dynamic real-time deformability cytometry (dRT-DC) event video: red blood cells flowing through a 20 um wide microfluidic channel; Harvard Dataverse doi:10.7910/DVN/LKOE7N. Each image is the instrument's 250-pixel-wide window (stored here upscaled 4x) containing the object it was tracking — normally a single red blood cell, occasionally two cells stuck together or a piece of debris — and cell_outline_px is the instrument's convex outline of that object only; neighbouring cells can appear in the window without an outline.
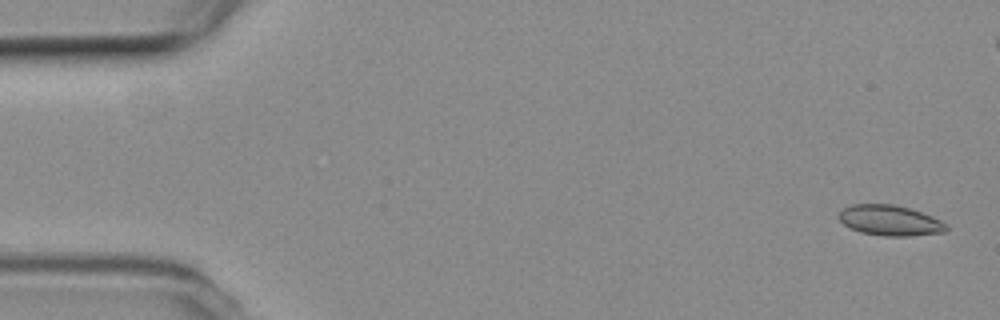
{"species": "common noctule bat (a hibernating species)", "species_latin": "Nyctalus noctula", "temperature_condition": "room temperature", "stored_images_in_passage": 56, "camera_frame_rate_fps": 3000, "um_per_image_px": 0.085, "animal": {"sex": "female", "body_mass_g": 19.3, "forearm_length_mm": 54.1}, "frame": {"image": 1, "passage_image": 2, "time_ms": 0.333, "image_size_px": [1000, 320], "cell_outline_px": [[948, 228], [944, 232], [908, 236], [884, 236], [860, 232], [848, 228], [836, 216], [844, 208], [852, 204], [896, 204], [932, 216], [948, 224]], "centroid_in_image_um": [75.62, 18.74], "position_along_channel_um": 9.4, "area_um2": 19.13}}
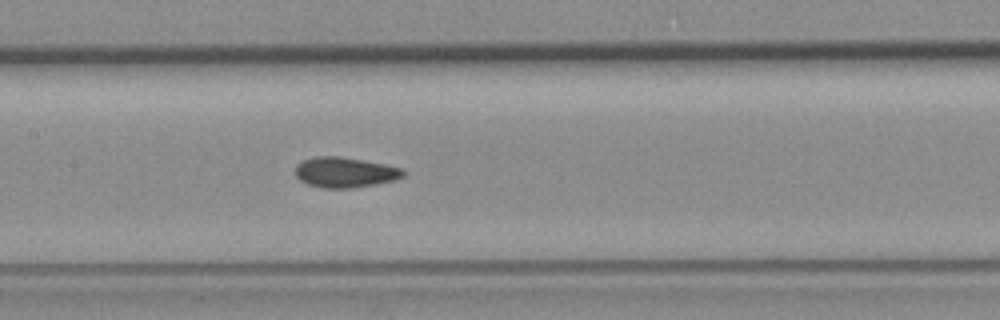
{"frame": {"image": 2, "passage_image": 26, "time_ms": 8.333, "image_size_px": [1000, 320], "cell_outline_px": [[408, 172], [404, 176], [396, 180], [376, 184], [352, 188], [324, 188], [308, 184], [300, 180], [296, 176], [296, 164], [304, 160], [316, 156], [340, 156], [384, 164], [404, 168]], "centroid_in_image_um": [29.37, 14.65], "position_along_channel_um": 178.0, "area_um2": 19.19}}
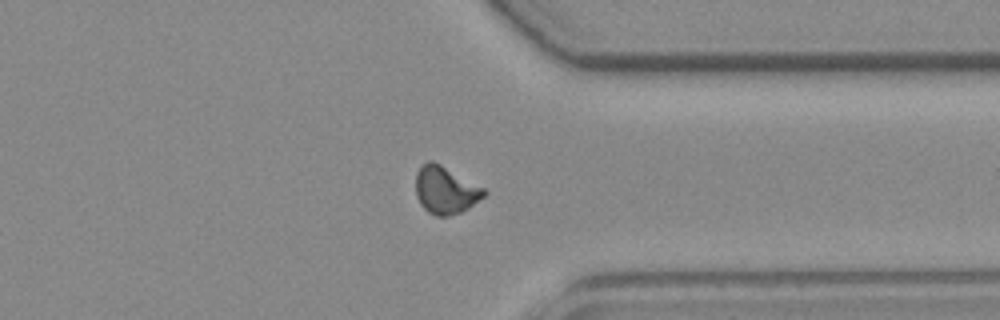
{"frame": {"image": 3, "passage_image": 42, "time_ms": 13.667, "image_size_px": [1000, 320], "cell_outline_px": [[488, 192], [484, 196], [468, 208], [460, 212], [448, 216], [436, 216], [428, 212], [420, 204], [416, 196], [416, 172], [420, 164], [428, 160], [432, 160], [440, 164], [484, 188]], "centroid_in_image_um": [37.83, 16.14], "position_along_channel_um": 373.6, "area_um2": 18.9}, "authors_computed_cell_mechanics": {"area_um2": 18.6694, "velocity_mm_per_s": 3.7554, "shape_relaxation_time_tau1_ms": null, "shape_relaxation_time_tau2_ms": 1.7328, "deformation_change_tau1": null, "deformation_change_tau2": 0.0426}}